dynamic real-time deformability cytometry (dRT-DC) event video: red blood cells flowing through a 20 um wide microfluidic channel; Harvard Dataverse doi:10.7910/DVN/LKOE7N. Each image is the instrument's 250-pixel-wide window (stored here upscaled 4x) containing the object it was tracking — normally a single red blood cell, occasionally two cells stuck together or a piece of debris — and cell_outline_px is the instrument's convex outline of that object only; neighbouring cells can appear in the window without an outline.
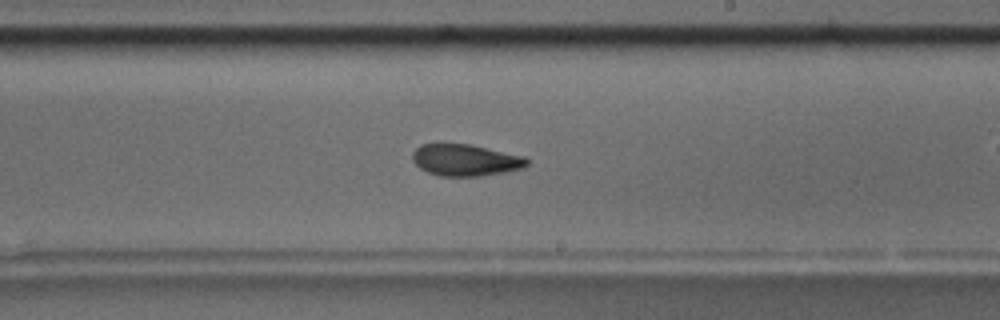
{"species": "common noctule bat (a hibernating species)", "species_latin": "Nyctalus noctula", "temperature_condition": "room temperature", "stored_images_in_passage": 46, "camera_frame_rate_fps": 3000, "um_per_image_px": 0.085, "animal": {"sex": "male", "body_mass_g": 17.5, "forearm_length_mm": 52.3}, "frame": {"image": 1, "passage_image": 33, "time_ms": 10.667, "image_size_px": [1000, 320], "cell_outline_px": [[528, 164], [524, 168], [504, 172], [480, 176], [440, 176], [428, 172], [420, 168], [412, 160], [412, 152], [420, 144], [472, 144], [524, 156], [528, 160]], "centroid_in_image_um": [39.56, 13.6], "position_along_channel_um": 249.4, "area_um2": 21.21}}